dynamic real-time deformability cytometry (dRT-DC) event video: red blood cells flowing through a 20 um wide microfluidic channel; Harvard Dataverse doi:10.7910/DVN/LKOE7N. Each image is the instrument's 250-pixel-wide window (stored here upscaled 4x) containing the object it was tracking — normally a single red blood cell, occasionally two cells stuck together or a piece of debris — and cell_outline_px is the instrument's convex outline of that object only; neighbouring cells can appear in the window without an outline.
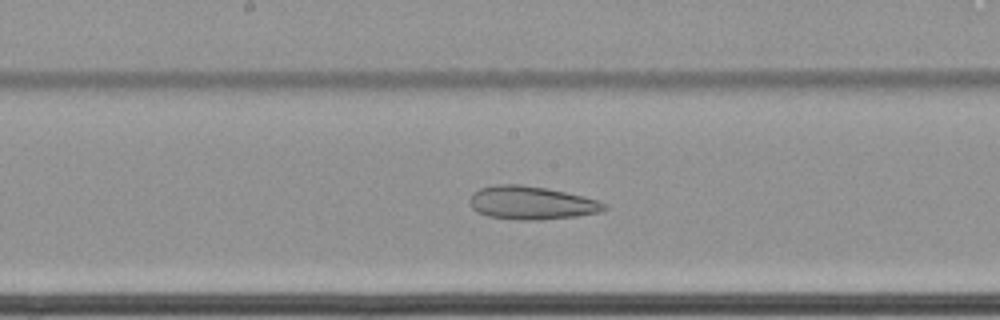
{"species": "common noctule bat (a hibernating species)", "species_latin": "Nyctalus noctula", "temperature_condition": "cold", "stored_images_in_passage": 66, "camera_frame_rate_fps": 3000, "um_per_image_px": 0.085, "animal": {"sex": "female", "body_mass_g": 22.7, "forearm_length_mm": 54.2}, "frame": {"image": 1, "passage_image": 38, "time_ms": 12.333, "image_size_px": [1000, 320], "cell_outline_px": [[608, 208], [604, 212], [576, 216], [540, 220], [520, 220], [488, 216], [476, 212], [472, 208], [472, 192], [480, 188], [496, 184], [520, 184], [548, 188], [584, 196], [608, 204]], "centroid_in_image_um": [45.22, 17.24], "position_along_channel_um": 203.0, "area_um2": 26.24}}
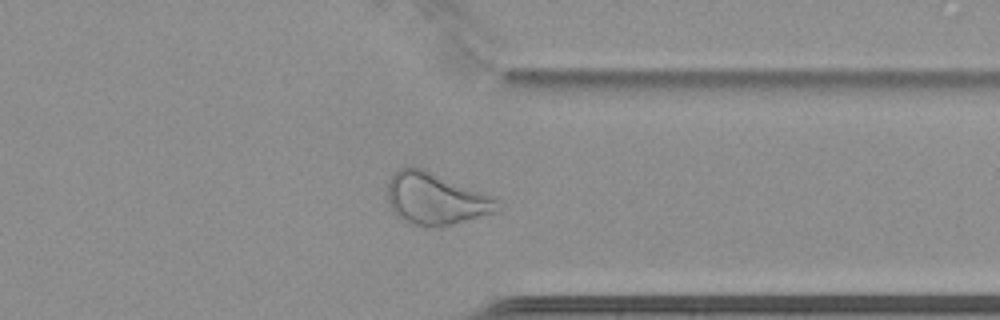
{"frame": {"image": 2, "passage_image": 53, "time_ms": 17.333, "image_size_px": [1000, 320], "cell_outline_px": [[504, 208], [496, 212], [440, 228], [424, 228], [408, 224], [400, 220], [392, 212], [388, 200], [388, 184], [392, 172], [400, 168], [420, 168], [496, 196]], "centroid_in_image_um": [37.06, 16.95], "position_along_channel_um": 374.3, "area_um2": 34.04}}
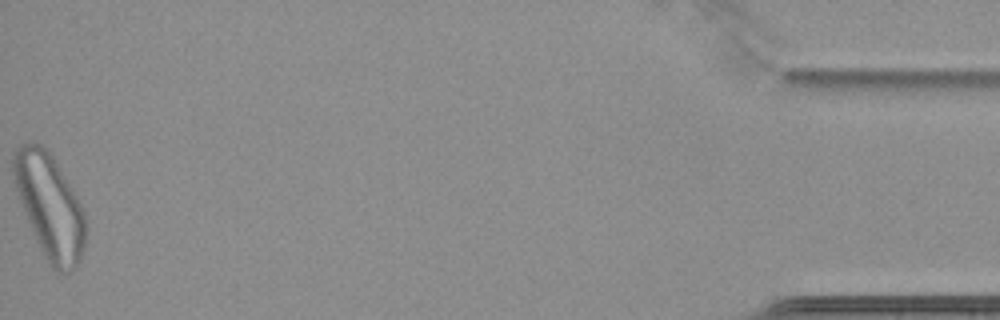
{"frame": {"image": 3, "passage_image": 66, "time_ms": 21.667, "image_size_px": [1000, 320], "cell_outline_px": [[84, 248], [80, 260], [76, 268], [72, 272], [56, 272], [48, 264], [40, 248], [28, 220], [20, 200], [16, 188], [12, 172], [12, 152], [20, 144], [32, 140], [40, 144], [52, 156], [76, 196], [84, 212]], "centroid_in_image_um": [4.2, 17.52], "position_along_channel_um": 431.0, "area_um2": 43.35}}